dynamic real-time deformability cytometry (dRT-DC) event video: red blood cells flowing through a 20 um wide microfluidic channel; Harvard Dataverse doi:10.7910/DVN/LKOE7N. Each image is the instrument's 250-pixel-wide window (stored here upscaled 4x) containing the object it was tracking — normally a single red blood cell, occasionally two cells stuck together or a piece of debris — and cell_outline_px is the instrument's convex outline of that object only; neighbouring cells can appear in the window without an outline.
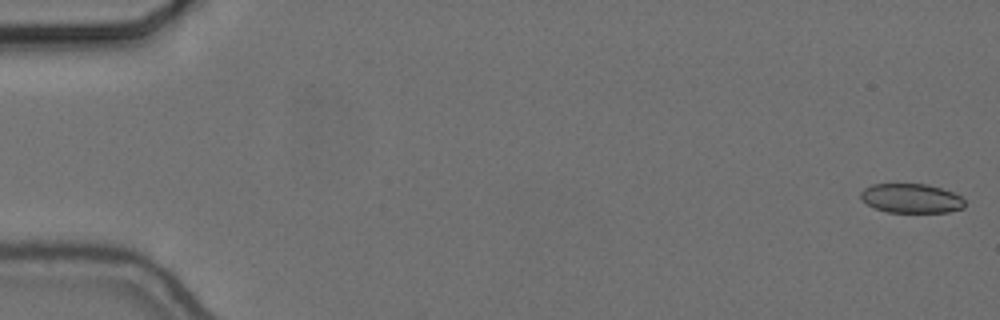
{"species": "common noctule bat (a hibernating species)", "species_latin": "Nyctalus noctula", "temperature_condition": "cold", "stored_images_in_passage": 56, "camera_frame_rate_fps": 3000, "um_per_image_px": 0.085, "animal": {"sex": "female", "body_mass_g": 24.6, "forearm_length_mm": 56.2}, "frame": {"image": 1, "passage_image": 1, "time_ms": 0.0, "image_size_px": [1000, 320], "cell_outline_px": [[964, 208], [948, 212], [888, 212], [876, 208], [860, 200], [860, 192], [864, 188], [872, 184], [928, 184], [952, 192], [960, 196], [964, 200]], "centroid_in_image_um": [77.44, 16.85], "position_along_channel_um": 7.6, "area_um2": 17.74}}
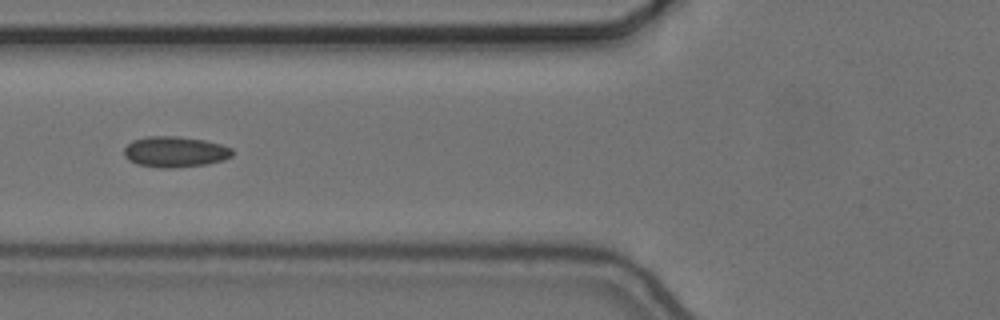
{"frame": {"image": 2, "passage_image": 22, "time_ms": 7.0, "image_size_px": [1000, 320], "cell_outline_px": [[232, 156], [224, 160], [208, 164], [172, 168], [156, 168], [136, 164], [128, 160], [124, 156], [124, 148], [132, 140], [148, 136], [176, 136], [204, 140], [220, 144], [232, 148]], "centroid_in_image_um": [14.85, 12.91], "position_along_channel_um": 110.9, "area_um2": 19.59}}
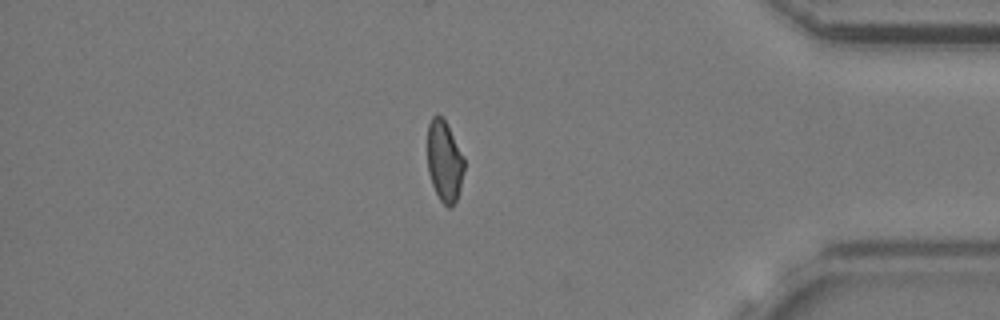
{"frame": {"image": 3, "passage_image": 48, "time_ms": 15.667, "image_size_px": [1000, 320], "cell_outline_px": [[464, 172], [460, 188], [456, 200], [452, 208], [448, 208], [440, 200], [432, 184], [428, 172], [428, 124], [432, 116], [440, 116], [444, 120], [464, 156]], "centroid_in_image_um": [37.78, 13.74], "position_along_channel_um": 397.4, "area_um2": 17.22}, "authors_computed_cell_mechanics": {"area_um2": 18.7272, "velocity_mm_per_s": 3.6747, "shape_relaxation_time_tau1_ms": null, "shape_relaxation_time_tau2_ms": 1.5379, "deformation_change_tau1": null, "deformation_change_tau2": 0.0685}}